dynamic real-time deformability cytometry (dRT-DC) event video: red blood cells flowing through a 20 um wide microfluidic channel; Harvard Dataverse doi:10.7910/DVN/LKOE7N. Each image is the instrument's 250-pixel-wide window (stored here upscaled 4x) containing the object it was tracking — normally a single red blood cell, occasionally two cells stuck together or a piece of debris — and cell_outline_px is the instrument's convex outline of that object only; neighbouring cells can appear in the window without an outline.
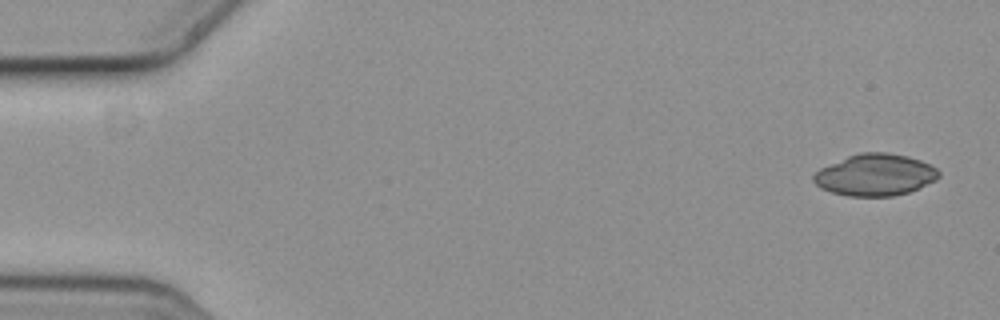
{"species": "common noctule bat (a hibernating species)", "species_latin": "Nyctalus noctula", "temperature_condition": "cold", "stored_images_in_passage": 7, "camera_frame_rate_fps": 3000, "um_per_image_px": 0.085, "animal": {"sex": "female", "body_mass_g": 19.3, "forearm_length_mm": 54.1}, "frame": {"image": 1, "passage_image": 1, "time_ms": 0.0, "image_size_px": [1000, 320], "cell_outline_px": [[940, 176], [936, 180], [908, 192], [892, 196], [848, 196], [832, 192], [816, 184], [812, 180], [812, 176], [820, 168], [848, 156], [860, 152], [888, 152], [908, 156], [920, 160], [936, 168], [940, 172]], "centroid_in_image_um": [74.4, 14.85], "position_along_channel_um": 10.6, "area_um2": 30.29}}